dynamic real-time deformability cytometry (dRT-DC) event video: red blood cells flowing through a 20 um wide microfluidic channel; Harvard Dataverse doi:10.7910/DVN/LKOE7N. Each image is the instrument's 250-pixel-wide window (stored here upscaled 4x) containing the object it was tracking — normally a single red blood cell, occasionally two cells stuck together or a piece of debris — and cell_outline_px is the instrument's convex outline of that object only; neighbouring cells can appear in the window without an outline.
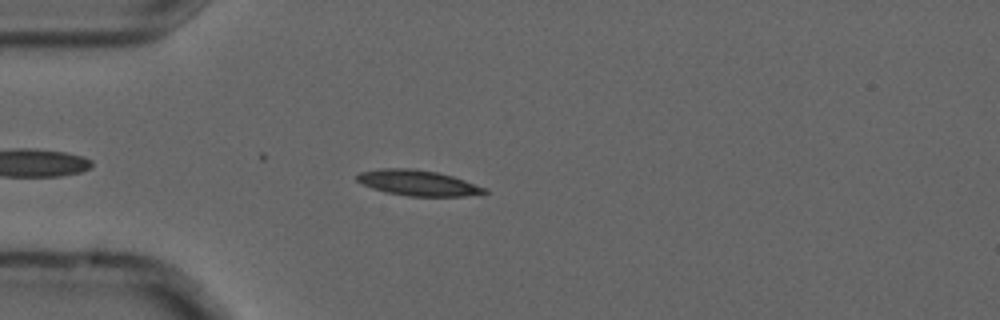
{"species": "common noctule bat (a hibernating species)", "species_latin": "Nyctalus noctula", "temperature_condition": "cold", "stored_images_in_passage": 3, "camera_frame_rate_fps": 3000, "um_per_image_px": 0.085, "animal": {"sex": "male", "forearm_length_mm": 52.5}, "frame": {"image": 1, "passage_image": 3, "time_ms": 0.667, "image_size_px": [1000, 320], "cell_outline_px": [[488, 192], [464, 196], [408, 196], [388, 192], [372, 188], [356, 180], [356, 176], [360, 172], [380, 168], [416, 168], [436, 172], [452, 176], [488, 188]], "centroid_in_image_um": [35.53, 15.53], "position_along_channel_um": 49.5, "area_um2": 18.9}}